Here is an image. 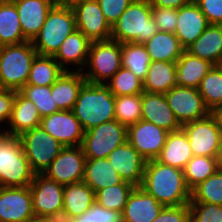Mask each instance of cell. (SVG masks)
Listing matches in <instances>:
<instances>
[{"mask_svg": "<svg viewBox=\"0 0 222 222\" xmlns=\"http://www.w3.org/2000/svg\"><path fill=\"white\" fill-rule=\"evenodd\" d=\"M164 207L182 206L191 201L183 170L164 165L156 159L147 160L140 186Z\"/></svg>", "mask_w": 222, "mask_h": 222, "instance_id": "1", "label": "cell"}, {"mask_svg": "<svg viewBox=\"0 0 222 222\" xmlns=\"http://www.w3.org/2000/svg\"><path fill=\"white\" fill-rule=\"evenodd\" d=\"M115 96L105 84L86 82L72 109L84 131L115 120Z\"/></svg>", "mask_w": 222, "mask_h": 222, "instance_id": "2", "label": "cell"}, {"mask_svg": "<svg viewBox=\"0 0 222 222\" xmlns=\"http://www.w3.org/2000/svg\"><path fill=\"white\" fill-rule=\"evenodd\" d=\"M150 0H133L111 27V39L119 43L144 44L155 33Z\"/></svg>", "mask_w": 222, "mask_h": 222, "instance_id": "3", "label": "cell"}, {"mask_svg": "<svg viewBox=\"0 0 222 222\" xmlns=\"http://www.w3.org/2000/svg\"><path fill=\"white\" fill-rule=\"evenodd\" d=\"M34 176L19 136L0 132V187L30 186Z\"/></svg>", "mask_w": 222, "mask_h": 222, "instance_id": "4", "label": "cell"}, {"mask_svg": "<svg viewBox=\"0 0 222 222\" xmlns=\"http://www.w3.org/2000/svg\"><path fill=\"white\" fill-rule=\"evenodd\" d=\"M74 30L76 22L72 7L55 3L48 11L41 30L31 42L38 55L53 56Z\"/></svg>", "mask_w": 222, "mask_h": 222, "instance_id": "5", "label": "cell"}, {"mask_svg": "<svg viewBox=\"0 0 222 222\" xmlns=\"http://www.w3.org/2000/svg\"><path fill=\"white\" fill-rule=\"evenodd\" d=\"M37 51L31 41L0 48V85L19 91L26 85Z\"/></svg>", "mask_w": 222, "mask_h": 222, "instance_id": "6", "label": "cell"}, {"mask_svg": "<svg viewBox=\"0 0 222 222\" xmlns=\"http://www.w3.org/2000/svg\"><path fill=\"white\" fill-rule=\"evenodd\" d=\"M87 65L90 70L82 72L86 82L105 84L122 67L121 43L112 39L91 42Z\"/></svg>", "mask_w": 222, "mask_h": 222, "instance_id": "7", "label": "cell"}, {"mask_svg": "<svg viewBox=\"0 0 222 222\" xmlns=\"http://www.w3.org/2000/svg\"><path fill=\"white\" fill-rule=\"evenodd\" d=\"M19 139L35 174H43L64 147L40 126L22 133Z\"/></svg>", "mask_w": 222, "mask_h": 222, "instance_id": "8", "label": "cell"}, {"mask_svg": "<svg viewBox=\"0 0 222 222\" xmlns=\"http://www.w3.org/2000/svg\"><path fill=\"white\" fill-rule=\"evenodd\" d=\"M127 135V126L112 120L85 131L81 147L86 159L107 158L127 141Z\"/></svg>", "mask_w": 222, "mask_h": 222, "instance_id": "9", "label": "cell"}, {"mask_svg": "<svg viewBox=\"0 0 222 222\" xmlns=\"http://www.w3.org/2000/svg\"><path fill=\"white\" fill-rule=\"evenodd\" d=\"M181 129L188 137L194 156L217 158L222 132L211 113L203 119L183 124Z\"/></svg>", "mask_w": 222, "mask_h": 222, "instance_id": "10", "label": "cell"}, {"mask_svg": "<svg viewBox=\"0 0 222 222\" xmlns=\"http://www.w3.org/2000/svg\"><path fill=\"white\" fill-rule=\"evenodd\" d=\"M165 97L181 125L203 119L211 113L197 88L176 85L165 93Z\"/></svg>", "mask_w": 222, "mask_h": 222, "instance_id": "11", "label": "cell"}, {"mask_svg": "<svg viewBox=\"0 0 222 222\" xmlns=\"http://www.w3.org/2000/svg\"><path fill=\"white\" fill-rule=\"evenodd\" d=\"M85 160L81 146L63 147L43 175L63 186L81 182Z\"/></svg>", "mask_w": 222, "mask_h": 222, "instance_id": "12", "label": "cell"}, {"mask_svg": "<svg viewBox=\"0 0 222 222\" xmlns=\"http://www.w3.org/2000/svg\"><path fill=\"white\" fill-rule=\"evenodd\" d=\"M75 14L76 29L91 42L111 39V26L101 11L97 0H85L72 6Z\"/></svg>", "mask_w": 222, "mask_h": 222, "instance_id": "13", "label": "cell"}, {"mask_svg": "<svg viewBox=\"0 0 222 222\" xmlns=\"http://www.w3.org/2000/svg\"><path fill=\"white\" fill-rule=\"evenodd\" d=\"M168 133L164 128L141 119L127 127V141L144 159L152 160L160 155Z\"/></svg>", "mask_w": 222, "mask_h": 222, "instance_id": "14", "label": "cell"}, {"mask_svg": "<svg viewBox=\"0 0 222 222\" xmlns=\"http://www.w3.org/2000/svg\"><path fill=\"white\" fill-rule=\"evenodd\" d=\"M34 217L29 186L0 187V222H27Z\"/></svg>", "mask_w": 222, "mask_h": 222, "instance_id": "15", "label": "cell"}, {"mask_svg": "<svg viewBox=\"0 0 222 222\" xmlns=\"http://www.w3.org/2000/svg\"><path fill=\"white\" fill-rule=\"evenodd\" d=\"M40 127L64 147L81 146L85 133L72 110H60L43 117Z\"/></svg>", "mask_w": 222, "mask_h": 222, "instance_id": "16", "label": "cell"}, {"mask_svg": "<svg viewBox=\"0 0 222 222\" xmlns=\"http://www.w3.org/2000/svg\"><path fill=\"white\" fill-rule=\"evenodd\" d=\"M29 187L35 217L44 218L57 210L63 209V185L43 174H35Z\"/></svg>", "mask_w": 222, "mask_h": 222, "instance_id": "17", "label": "cell"}, {"mask_svg": "<svg viewBox=\"0 0 222 222\" xmlns=\"http://www.w3.org/2000/svg\"><path fill=\"white\" fill-rule=\"evenodd\" d=\"M107 159L123 181L141 186L147 160L128 141L115 148Z\"/></svg>", "mask_w": 222, "mask_h": 222, "instance_id": "18", "label": "cell"}, {"mask_svg": "<svg viewBox=\"0 0 222 222\" xmlns=\"http://www.w3.org/2000/svg\"><path fill=\"white\" fill-rule=\"evenodd\" d=\"M141 114L142 120L162 127L168 132L178 131L182 127L169 107L165 94L143 91L141 93Z\"/></svg>", "mask_w": 222, "mask_h": 222, "instance_id": "19", "label": "cell"}, {"mask_svg": "<svg viewBox=\"0 0 222 222\" xmlns=\"http://www.w3.org/2000/svg\"><path fill=\"white\" fill-rule=\"evenodd\" d=\"M208 25L206 16L192 0L178 9V20L174 34L179 39L181 46L186 49L201 36Z\"/></svg>", "mask_w": 222, "mask_h": 222, "instance_id": "20", "label": "cell"}, {"mask_svg": "<svg viewBox=\"0 0 222 222\" xmlns=\"http://www.w3.org/2000/svg\"><path fill=\"white\" fill-rule=\"evenodd\" d=\"M15 3L24 37L32 41L43 26L56 0H12Z\"/></svg>", "mask_w": 222, "mask_h": 222, "instance_id": "21", "label": "cell"}, {"mask_svg": "<svg viewBox=\"0 0 222 222\" xmlns=\"http://www.w3.org/2000/svg\"><path fill=\"white\" fill-rule=\"evenodd\" d=\"M163 208L153 196L137 186L122 211L123 222H152Z\"/></svg>", "mask_w": 222, "mask_h": 222, "instance_id": "22", "label": "cell"}, {"mask_svg": "<svg viewBox=\"0 0 222 222\" xmlns=\"http://www.w3.org/2000/svg\"><path fill=\"white\" fill-rule=\"evenodd\" d=\"M90 45L91 41L76 29L62 42L53 58L65 71H69V68L67 69L66 67L69 63L70 65H77V71L82 72L84 71V66L86 67Z\"/></svg>", "mask_w": 222, "mask_h": 222, "instance_id": "23", "label": "cell"}, {"mask_svg": "<svg viewBox=\"0 0 222 222\" xmlns=\"http://www.w3.org/2000/svg\"><path fill=\"white\" fill-rule=\"evenodd\" d=\"M41 115L34 103L20 91H16L10 119V127L4 133L20 136L22 133L40 126Z\"/></svg>", "mask_w": 222, "mask_h": 222, "instance_id": "24", "label": "cell"}, {"mask_svg": "<svg viewBox=\"0 0 222 222\" xmlns=\"http://www.w3.org/2000/svg\"><path fill=\"white\" fill-rule=\"evenodd\" d=\"M86 83L81 71H64L51 85V95L59 110H72L82 86Z\"/></svg>", "mask_w": 222, "mask_h": 222, "instance_id": "25", "label": "cell"}, {"mask_svg": "<svg viewBox=\"0 0 222 222\" xmlns=\"http://www.w3.org/2000/svg\"><path fill=\"white\" fill-rule=\"evenodd\" d=\"M193 156L188 137L180 129L168 133L165 145L156 160L164 165L183 170Z\"/></svg>", "mask_w": 222, "mask_h": 222, "instance_id": "26", "label": "cell"}, {"mask_svg": "<svg viewBox=\"0 0 222 222\" xmlns=\"http://www.w3.org/2000/svg\"><path fill=\"white\" fill-rule=\"evenodd\" d=\"M185 50L216 66L222 58V24H209L201 36Z\"/></svg>", "mask_w": 222, "mask_h": 222, "instance_id": "27", "label": "cell"}, {"mask_svg": "<svg viewBox=\"0 0 222 222\" xmlns=\"http://www.w3.org/2000/svg\"><path fill=\"white\" fill-rule=\"evenodd\" d=\"M213 66L209 61L198 58L184 50L176 62L177 85L198 88L202 79Z\"/></svg>", "mask_w": 222, "mask_h": 222, "instance_id": "28", "label": "cell"}, {"mask_svg": "<svg viewBox=\"0 0 222 222\" xmlns=\"http://www.w3.org/2000/svg\"><path fill=\"white\" fill-rule=\"evenodd\" d=\"M95 193L123 182L107 158L86 159L83 180Z\"/></svg>", "mask_w": 222, "mask_h": 222, "instance_id": "29", "label": "cell"}, {"mask_svg": "<svg viewBox=\"0 0 222 222\" xmlns=\"http://www.w3.org/2000/svg\"><path fill=\"white\" fill-rule=\"evenodd\" d=\"M176 85V62L151 61L143 81V91L165 94Z\"/></svg>", "mask_w": 222, "mask_h": 222, "instance_id": "30", "label": "cell"}, {"mask_svg": "<svg viewBox=\"0 0 222 222\" xmlns=\"http://www.w3.org/2000/svg\"><path fill=\"white\" fill-rule=\"evenodd\" d=\"M151 61L177 62L185 50L173 33L158 31L144 43Z\"/></svg>", "mask_w": 222, "mask_h": 222, "instance_id": "31", "label": "cell"}, {"mask_svg": "<svg viewBox=\"0 0 222 222\" xmlns=\"http://www.w3.org/2000/svg\"><path fill=\"white\" fill-rule=\"evenodd\" d=\"M26 41L15 3L12 0H0V45H17Z\"/></svg>", "mask_w": 222, "mask_h": 222, "instance_id": "32", "label": "cell"}, {"mask_svg": "<svg viewBox=\"0 0 222 222\" xmlns=\"http://www.w3.org/2000/svg\"><path fill=\"white\" fill-rule=\"evenodd\" d=\"M95 203V192L83 181L65 185L63 189V209L77 217Z\"/></svg>", "mask_w": 222, "mask_h": 222, "instance_id": "33", "label": "cell"}, {"mask_svg": "<svg viewBox=\"0 0 222 222\" xmlns=\"http://www.w3.org/2000/svg\"><path fill=\"white\" fill-rule=\"evenodd\" d=\"M64 71L53 56L37 54L32 61L26 85L51 86Z\"/></svg>", "mask_w": 222, "mask_h": 222, "instance_id": "34", "label": "cell"}, {"mask_svg": "<svg viewBox=\"0 0 222 222\" xmlns=\"http://www.w3.org/2000/svg\"><path fill=\"white\" fill-rule=\"evenodd\" d=\"M122 67L129 69L142 82L146 78L151 64L150 56L144 44L127 42L121 44Z\"/></svg>", "mask_w": 222, "mask_h": 222, "instance_id": "35", "label": "cell"}, {"mask_svg": "<svg viewBox=\"0 0 222 222\" xmlns=\"http://www.w3.org/2000/svg\"><path fill=\"white\" fill-rule=\"evenodd\" d=\"M219 169L218 158L193 156L183 169L187 187L192 190Z\"/></svg>", "mask_w": 222, "mask_h": 222, "instance_id": "36", "label": "cell"}, {"mask_svg": "<svg viewBox=\"0 0 222 222\" xmlns=\"http://www.w3.org/2000/svg\"><path fill=\"white\" fill-rule=\"evenodd\" d=\"M134 188L133 184L126 181L109 186L95 193V202L106 209L122 212Z\"/></svg>", "mask_w": 222, "mask_h": 222, "instance_id": "37", "label": "cell"}, {"mask_svg": "<svg viewBox=\"0 0 222 222\" xmlns=\"http://www.w3.org/2000/svg\"><path fill=\"white\" fill-rule=\"evenodd\" d=\"M197 89L210 112L222 105V72L217 66L212 67Z\"/></svg>", "mask_w": 222, "mask_h": 222, "instance_id": "38", "label": "cell"}, {"mask_svg": "<svg viewBox=\"0 0 222 222\" xmlns=\"http://www.w3.org/2000/svg\"><path fill=\"white\" fill-rule=\"evenodd\" d=\"M190 202L222 205V169L219 168L213 175L191 190Z\"/></svg>", "mask_w": 222, "mask_h": 222, "instance_id": "39", "label": "cell"}, {"mask_svg": "<svg viewBox=\"0 0 222 222\" xmlns=\"http://www.w3.org/2000/svg\"><path fill=\"white\" fill-rule=\"evenodd\" d=\"M110 80L105 85L114 96L143 93V82L127 68L121 67Z\"/></svg>", "mask_w": 222, "mask_h": 222, "instance_id": "40", "label": "cell"}, {"mask_svg": "<svg viewBox=\"0 0 222 222\" xmlns=\"http://www.w3.org/2000/svg\"><path fill=\"white\" fill-rule=\"evenodd\" d=\"M115 120L130 126L142 119L141 94L115 96Z\"/></svg>", "mask_w": 222, "mask_h": 222, "instance_id": "41", "label": "cell"}, {"mask_svg": "<svg viewBox=\"0 0 222 222\" xmlns=\"http://www.w3.org/2000/svg\"><path fill=\"white\" fill-rule=\"evenodd\" d=\"M19 91L34 103L41 118L60 111L51 95V86L24 85Z\"/></svg>", "mask_w": 222, "mask_h": 222, "instance_id": "42", "label": "cell"}, {"mask_svg": "<svg viewBox=\"0 0 222 222\" xmlns=\"http://www.w3.org/2000/svg\"><path fill=\"white\" fill-rule=\"evenodd\" d=\"M73 222H123L120 211L106 209L95 202L82 215L74 217Z\"/></svg>", "mask_w": 222, "mask_h": 222, "instance_id": "43", "label": "cell"}, {"mask_svg": "<svg viewBox=\"0 0 222 222\" xmlns=\"http://www.w3.org/2000/svg\"><path fill=\"white\" fill-rule=\"evenodd\" d=\"M190 222H222V205L190 202Z\"/></svg>", "mask_w": 222, "mask_h": 222, "instance_id": "44", "label": "cell"}, {"mask_svg": "<svg viewBox=\"0 0 222 222\" xmlns=\"http://www.w3.org/2000/svg\"><path fill=\"white\" fill-rule=\"evenodd\" d=\"M151 12L158 31L175 33L178 20V9L154 7L151 4Z\"/></svg>", "mask_w": 222, "mask_h": 222, "instance_id": "45", "label": "cell"}, {"mask_svg": "<svg viewBox=\"0 0 222 222\" xmlns=\"http://www.w3.org/2000/svg\"><path fill=\"white\" fill-rule=\"evenodd\" d=\"M107 22L112 25L119 19L133 0H97Z\"/></svg>", "mask_w": 222, "mask_h": 222, "instance_id": "46", "label": "cell"}, {"mask_svg": "<svg viewBox=\"0 0 222 222\" xmlns=\"http://www.w3.org/2000/svg\"><path fill=\"white\" fill-rule=\"evenodd\" d=\"M152 222H190L189 204L164 207Z\"/></svg>", "mask_w": 222, "mask_h": 222, "instance_id": "47", "label": "cell"}, {"mask_svg": "<svg viewBox=\"0 0 222 222\" xmlns=\"http://www.w3.org/2000/svg\"><path fill=\"white\" fill-rule=\"evenodd\" d=\"M209 24H222V0H193Z\"/></svg>", "mask_w": 222, "mask_h": 222, "instance_id": "48", "label": "cell"}, {"mask_svg": "<svg viewBox=\"0 0 222 222\" xmlns=\"http://www.w3.org/2000/svg\"><path fill=\"white\" fill-rule=\"evenodd\" d=\"M16 90L1 88L0 89V122L8 123L13 109ZM6 120V121H5Z\"/></svg>", "mask_w": 222, "mask_h": 222, "instance_id": "49", "label": "cell"}, {"mask_svg": "<svg viewBox=\"0 0 222 222\" xmlns=\"http://www.w3.org/2000/svg\"><path fill=\"white\" fill-rule=\"evenodd\" d=\"M43 219L45 222H73L71 214L64 209L57 210Z\"/></svg>", "mask_w": 222, "mask_h": 222, "instance_id": "50", "label": "cell"}, {"mask_svg": "<svg viewBox=\"0 0 222 222\" xmlns=\"http://www.w3.org/2000/svg\"><path fill=\"white\" fill-rule=\"evenodd\" d=\"M192 0H150V3L154 7H165V8H175L180 7L190 3Z\"/></svg>", "mask_w": 222, "mask_h": 222, "instance_id": "51", "label": "cell"}, {"mask_svg": "<svg viewBox=\"0 0 222 222\" xmlns=\"http://www.w3.org/2000/svg\"><path fill=\"white\" fill-rule=\"evenodd\" d=\"M211 114L215 117L217 123H218V126L222 132V105L215 108Z\"/></svg>", "mask_w": 222, "mask_h": 222, "instance_id": "52", "label": "cell"}, {"mask_svg": "<svg viewBox=\"0 0 222 222\" xmlns=\"http://www.w3.org/2000/svg\"><path fill=\"white\" fill-rule=\"evenodd\" d=\"M80 1H85V0H56V3L60 5L72 7L75 3L80 2Z\"/></svg>", "mask_w": 222, "mask_h": 222, "instance_id": "53", "label": "cell"}, {"mask_svg": "<svg viewBox=\"0 0 222 222\" xmlns=\"http://www.w3.org/2000/svg\"><path fill=\"white\" fill-rule=\"evenodd\" d=\"M218 164H219V168L222 169V134L220 137V147H219V153H218Z\"/></svg>", "mask_w": 222, "mask_h": 222, "instance_id": "54", "label": "cell"}, {"mask_svg": "<svg viewBox=\"0 0 222 222\" xmlns=\"http://www.w3.org/2000/svg\"><path fill=\"white\" fill-rule=\"evenodd\" d=\"M27 222H45V221L43 218L34 217V218L28 220Z\"/></svg>", "mask_w": 222, "mask_h": 222, "instance_id": "55", "label": "cell"}, {"mask_svg": "<svg viewBox=\"0 0 222 222\" xmlns=\"http://www.w3.org/2000/svg\"><path fill=\"white\" fill-rule=\"evenodd\" d=\"M219 70L222 72V58L218 61L217 65H216Z\"/></svg>", "mask_w": 222, "mask_h": 222, "instance_id": "56", "label": "cell"}]
</instances>
